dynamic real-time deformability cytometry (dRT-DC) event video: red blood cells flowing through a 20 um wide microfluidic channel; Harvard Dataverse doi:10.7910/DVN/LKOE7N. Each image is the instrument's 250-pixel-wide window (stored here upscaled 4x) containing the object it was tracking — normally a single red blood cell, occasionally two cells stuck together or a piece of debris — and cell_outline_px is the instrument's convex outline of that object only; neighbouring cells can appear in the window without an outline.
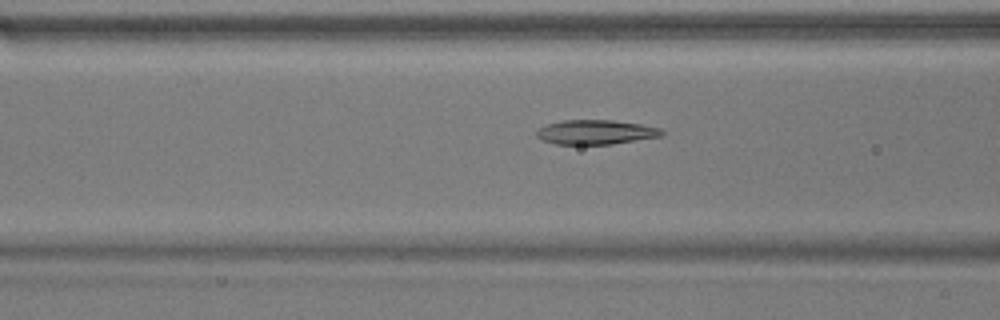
{"species": "common noctule bat (a hibernating species)", "species_latin": "Nyctalus noctula", "temperature_condition": "warm", "stored_images_in_passage": 36, "camera_frame_rate_fps": 3000, "um_per_image_px": 0.085, "animal": {"sex": "male", "body_mass_g": 17.9}, "frame": {"image": 1, "passage_image": 4, "time_ms": 1.0, "image_size_px": [1000, 320], "cell_outline_px": [[664, 132], [660, 136], [612, 144], [556, 144], [544, 140], [536, 136], [536, 132], [540, 128], [548, 124], [564, 120], [612, 120], [640, 124], [660, 128]], "centroid_in_image_um": [50.64, 11.23], "position_along_channel_um": 116.0, "area_um2": 17.57}}
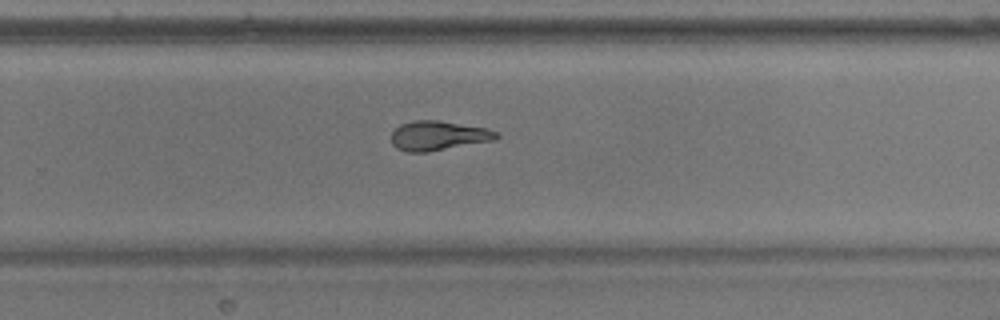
{"frame": {"image": 2, "passage_image": 18, "time_ms": 5.667, "image_size_px": [1000, 320], "cell_outline_px": [[500, 136], [496, 140], [428, 152], [408, 152], [396, 148], [392, 144], [392, 132], [400, 124], [412, 120], [440, 120], [488, 128], [496, 132]], "centroid_in_image_um": [37.27, 11.53], "position_along_channel_um": 292.5, "area_um2": 18.26}}
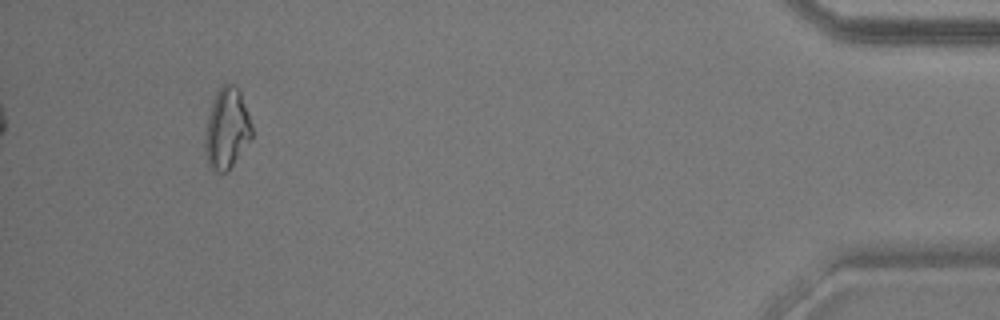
{"frame": {"image": 3, "passage_image": 33, "time_ms": 10.667, "image_size_px": [1000, 320], "cell_outline_px": [[252, 136], [228, 172], [216, 172], [208, 164], [204, 148], [204, 144], [208, 116], [216, 88], [224, 84], [232, 84], [240, 92], [252, 124]], "centroid_in_image_um": [19.26, 10.93], "position_along_channel_um": 415.9, "area_um2": 21.91}}